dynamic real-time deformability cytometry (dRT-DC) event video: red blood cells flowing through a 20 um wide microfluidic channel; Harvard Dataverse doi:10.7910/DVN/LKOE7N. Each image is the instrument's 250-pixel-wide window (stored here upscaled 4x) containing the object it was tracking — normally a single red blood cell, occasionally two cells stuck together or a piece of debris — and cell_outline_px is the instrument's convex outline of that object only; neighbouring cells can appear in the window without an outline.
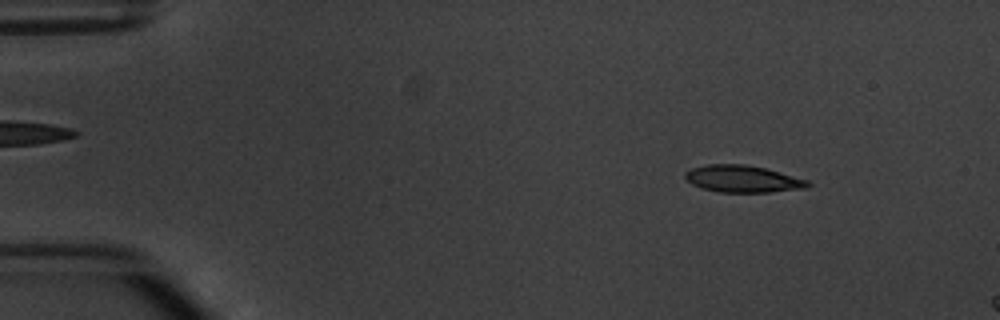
{"species": "common noctule bat (a hibernating species)", "species_latin": "Nyctalus noctula", "temperature_condition": "warm", "stored_images_in_passage": 3, "camera_frame_rate_fps": 3000, "um_per_image_px": 0.085, "animal": {"sex": "male", "body_mass_g": 20.1, "forearm_length_mm": 53.5}, "frame": {"image": 1, "passage_image": 1, "time_ms": 0.0, "image_size_px": [1000, 320], "cell_outline_px": [[812, 184], [808, 188], [768, 192], [720, 192], [700, 188], [692, 184], [684, 176], [684, 172], [692, 168], [708, 164], [744, 164], [764, 168], [808, 180]], "centroid_in_image_um": [63.13, 15.21], "position_along_channel_um": 21.9, "area_um2": 19.25}}